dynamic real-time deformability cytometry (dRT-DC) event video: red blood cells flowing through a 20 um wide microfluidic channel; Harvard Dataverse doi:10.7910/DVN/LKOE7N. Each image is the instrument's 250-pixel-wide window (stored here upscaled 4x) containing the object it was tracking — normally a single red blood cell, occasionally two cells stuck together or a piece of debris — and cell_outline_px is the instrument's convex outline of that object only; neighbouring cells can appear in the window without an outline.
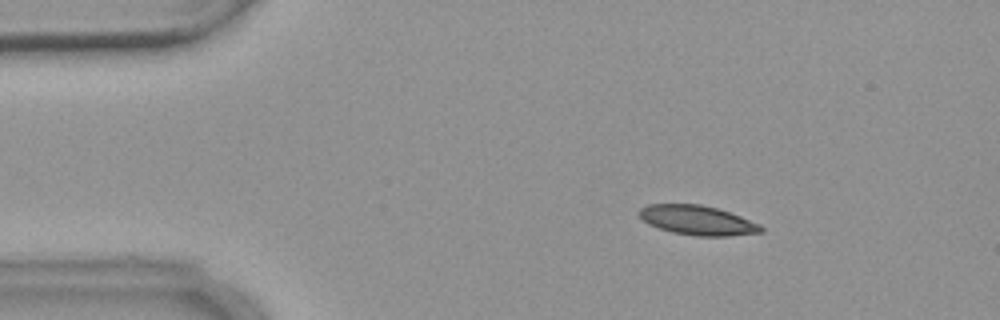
{"species": "common noctule bat (a hibernating species)", "species_latin": "Nyctalus noctula", "temperature_condition": "warm", "stored_images_in_passage": 4, "camera_frame_rate_fps": 3000, "um_per_image_px": 0.085, "animal": {"sex": "female", "body_mass_g": 18.4}, "frame": {"image": 1, "passage_image": 2, "time_ms": 1.333, "image_size_px": [1000, 320], "cell_outline_px": [[764, 232], [728, 236], [696, 236], [672, 232], [648, 224], [640, 216], [640, 208], [648, 204], [700, 204], [716, 208], [740, 216], [760, 224], [764, 228]], "centroid_in_image_um": [59.31, 18.73], "position_along_channel_um": 25.7, "area_um2": 20.81}}